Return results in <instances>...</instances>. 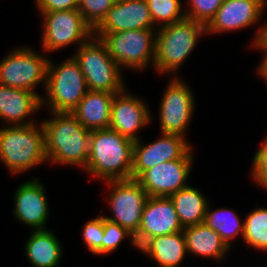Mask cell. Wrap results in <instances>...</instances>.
Here are the masks:
<instances>
[{
    "mask_svg": "<svg viewBox=\"0 0 267 267\" xmlns=\"http://www.w3.org/2000/svg\"><path fill=\"white\" fill-rule=\"evenodd\" d=\"M49 113L52 117L41 122L48 162L78 166L85 171L90 152V131L72 113Z\"/></svg>",
    "mask_w": 267,
    "mask_h": 267,
    "instance_id": "obj_1",
    "label": "cell"
},
{
    "mask_svg": "<svg viewBox=\"0 0 267 267\" xmlns=\"http://www.w3.org/2000/svg\"><path fill=\"white\" fill-rule=\"evenodd\" d=\"M134 141L110 128L90 131V152L85 167L95 180L131 179Z\"/></svg>",
    "mask_w": 267,
    "mask_h": 267,
    "instance_id": "obj_2",
    "label": "cell"
},
{
    "mask_svg": "<svg viewBox=\"0 0 267 267\" xmlns=\"http://www.w3.org/2000/svg\"><path fill=\"white\" fill-rule=\"evenodd\" d=\"M0 161L12 174H23L47 162L42 124L1 126Z\"/></svg>",
    "mask_w": 267,
    "mask_h": 267,
    "instance_id": "obj_3",
    "label": "cell"
},
{
    "mask_svg": "<svg viewBox=\"0 0 267 267\" xmlns=\"http://www.w3.org/2000/svg\"><path fill=\"white\" fill-rule=\"evenodd\" d=\"M206 33L205 25L186 18L157 28L153 68L160 75L173 73V77Z\"/></svg>",
    "mask_w": 267,
    "mask_h": 267,
    "instance_id": "obj_4",
    "label": "cell"
},
{
    "mask_svg": "<svg viewBox=\"0 0 267 267\" xmlns=\"http://www.w3.org/2000/svg\"><path fill=\"white\" fill-rule=\"evenodd\" d=\"M52 62L50 58L41 106H47V110L52 112L72 113L89 91L86 79L73 56L60 65Z\"/></svg>",
    "mask_w": 267,
    "mask_h": 267,
    "instance_id": "obj_5",
    "label": "cell"
},
{
    "mask_svg": "<svg viewBox=\"0 0 267 267\" xmlns=\"http://www.w3.org/2000/svg\"><path fill=\"white\" fill-rule=\"evenodd\" d=\"M75 52L72 56L82 70L88 90L118 93L126 88L122 76L124 71L109 55L100 38L93 35Z\"/></svg>",
    "mask_w": 267,
    "mask_h": 267,
    "instance_id": "obj_6",
    "label": "cell"
},
{
    "mask_svg": "<svg viewBox=\"0 0 267 267\" xmlns=\"http://www.w3.org/2000/svg\"><path fill=\"white\" fill-rule=\"evenodd\" d=\"M157 28L125 30L114 33H94L106 45L109 55L121 67L142 70L154 61Z\"/></svg>",
    "mask_w": 267,
    "mask_h": 267,
    "instance_id": "obj_7",
    "label": "cell"
},
{
    "mask_svg": "<svg viewBox=\"0 0 267 267\" xmlns=\"http://www.w3.org/2000/svg\"><path fill=\"white\" fill-rule=\"evenodd\" d=\"M34 51L23 46L4 56L0 60V85L31 91L42 98L35 88L43 82L45 90L49 59Z\"/></svg>",
    "mask_w": 267,
    "mask_h": 267,
    "instance_id": "obj_8",
    "label": "cell"
},
{
    "mask_svg": "<svg viewBox=\"0 0 267 267\" xmlns=\"http://www.w3.org/2000/svg\"><path fill=\"white\" fill-rule=\"evenodd\" d=\"M43 18L41 45L43 51L54 52L84 42L94 35L78 9L40 12Z\"/></svg>",
    "mask_w": 267,
    "mask_h": 267,
    "instance_id": "obj_9",
    "label": "cell"
},
{
    "mask_svg": "<svg viewBox=\"0 0 267 267\" xmlns=\"http://www.w3.org/2000/svg\"><path fill=\"white\" fill-rule=\"evenodd\" d=\"M109 188L108 204L113 217H104L127 229L134 236L141 224L144 205L148 194L136 179L106 181Z\"/></svg>",
    "mask_w": 267,
    "mask_h": 267,
    "instance_id": "obj_10",
    "label": "cell"
},
{
    "mask_svg": "<svg viewBox=\"0 0 267 267\" xmlns=\"http://www.w3.org/2000/svg\"><path fill=\"white\" fill-rule=\"evenodd\" d=\"M178 77H172L163 93L158 109L159 128L161 133L186 137L195 110V98L191 88Z\"/></svg>",
    "mask_w": 267,
    "mask_h": 267,
    "instance_id": "obj_11",
    "label": "cell"
},
{
    "mask_svg": "<svg viewBox=\"0 0 267 267\" xmlns=\"http://www.w3.org/2000/svg\"><path fill=\"white\" fill-rule=\"evenodd\" d=\"M193 148L181 159L160 163L144 171L136 180L149 197H169L188 186L193 166Z\"/></svg>",
    "mask_w": 267,
    "mask_h": 267,
    "instance_id": "obj_12",
    "label": "cell"
},
{
    "mask_svg": "<svg viewBox=\"0 0 267 267\" xmlns=\"http://www.w3.org/2000/svg\"><path fill=\"white\" fill-rule=\"evenodd\" d=\"M160 134V139L149 144H143L141 139L134 142L132 179L160 163L181 159L192 149L193 145L184 136Z\"/></svg>",
    "mask_w": 267,
    "mask_h": 267,
    "instance_id": "obj_13",
    "label": "cell"
},
{
    "mask_svg": "<svg viewBox=\"0 0 267 267\" xmlns=\"http://www.w3.org/2000/svg\"><path fill=\"white\" fill-rule=\"evenodd\" d=\"M126 89L113 97L109 128L135 142L141 139L140 129L150 124L153 117L143 99Z\"/></svg>",
    "mask_w": 267,
    "mask_h": 267,
    "instance_id": "obj_14",
    "label": "cell"
},
{
    "mask_svg": "<svg viewBox=\"0 0 267 267\" xmlns=\"http://www.w3.org/2000/svg\"><path fill=\"white\" fill-rule=\"evenodd\" d=\"M267 8V0H224L206 26L207 34H221L256 25Z\"/></svg>",
    "mask_w": 267,
    "mask_h": 267,
    "instance_id": "obj_15",
    "label": "cell"
},
{
    "mask_svg": "<svg viewBox=\"0 0 267 267\" xmlns=\"http://www.w3.org/2000/svg\"><path fill=\"white\" fill-rule=\"evenodd\" d=\"M183 231L173 202L169 197H148L138 233L134 236L137 249L148 239Z\"/></svg>",
    "mask_w": 267,
    "mask_h": 267,
    "instance_id": "obj_16",
    "label": "cell"
},
{
    "mask_svg": "<svg viewBox=\"0 0 267 267\" xmlns=\"http://www.w3.org/2000/svg\"><path fill=\"white\" fill-rule=\"evenodd\" d=\"M45 192L44 185L37 178L20 184L14 192L13 216L33 231L48 229L50 208Z\"/></svg>",
    "mask_w": 267,
    "mask_h": 267,
    "instance_id": "obj_17",
    "label": "cell"
},
{
    "mask_svg": "<svg viewBox=\"0 0 267 267\" xmlns=\"http://www.w3.org/2000/svg\"><path fill=\"white\" fill-rule=\"evenodd\" d=\"M156 28L146 0H117L94 33Z\"/></svg>",
    "mask_w": 267,
    "mask_h": 267,
    "instance_id": "obj_18",
    "label": "cell"
},
{
    "mask_svg": "<svg viewBox=\"0 0 267 267\" xmlns=\"http://www.w3.org/2000/svg\"><path fill=\"white\" fill-rule=\"evenodd\" d=\"M41 98L31 91L0 85V118L8 126L31 125L41 108Z\"/></svg>",
    "mask_w": 267,
    "mask_h": 267,
    "instance_id": "obj_19",
    "label": "cell"
},
{
    "mask_svg": "<svg viewBox=\"0 0 267 267\" xmlns=\"http://www.w3.org/2000/svg\"><path fill=\"white\" fill-rule=\"evenodd\" d=\"M114 95L115 93L89 90L72 114L89 131L107 129Z\"/></svg>",
    "mask_w": 267,
    "mask_h": 267,
    "instance_id": "obj_20",
    "label": "cell"
},
{
    "mask_svg": "<svg viewBox=\"0 0 267 267\" xmlns=\"http://www.w3.org/2000/svg\"><path fill=\"white\" fill-rule=\"evenodd\" d=\"M138 250L158 266L181 267L179 264L188 254L183 231L152 237Z\"/></svg>",
    "mask_w": 267,
    "mask_h": 267,
    "instance_id": "obj_21",
    "label": "cell"
},
{
    "mask_svg": "<svg viewBox=\"0 0 267 267\" xmlns=\"http://www.w3.org/2000/svg\"><path fill=\"white\" fill-rule=\"evenodd\" d=\"M187 253L214 259L220 262L230 252V248L220 235L205 222L183 229Z\"/></svg>",
    "mask_w": 267,
    "mask_h": 267,
    "instance_id": "obj_22",
    "label": "cell"
},
{
    "mask_svg": "<svg viewBox=\"0 0 267 267\" xmlns=\"http://www.w3.org/2000/svg\"><path fill=\"white\" fill-rule=\"evenodd\" d=\"M24 248L33 267H57L63 253L61 242L50 228L32 230Z\"/></svg>",
    "mask_w": 267,
    "mask_h": 267,
    "instance_id": "obj_23",
    "label": "cell"
},
{
    "mask_svg": "<svg viewBox=\"0 0 267 267\" xmlns=\"http://www.w3.org/2000/svg\"><path fill=\"white\" fill-rule=\"evenodd\" d=\"M169 198L174 204L183 229L204 222L210 202L199 189L188 185L171 194Z\"/></svg>",
    "mask_w": 267,
    "mask_h": 267,
    "instance_id": "obj_24",
    "label": "cell"
},
{
    "mask_svg": "<svg viewBox=\"0 0 267 267\" xmlns=\"http://www.w3.org/2000/svg\"><path fill=\"white\" fill-rule=\"evenodd\" d=\"M204 222L209 228L215 230L220 235V238L230 249L232 247V240L236 236L239 235L243 238L244 220L240 219L234 210L228 208H218L215 210L213 208L210 209L208 205Z\"/></svg>",
    "mask_w": 267,
    "mask_h": 267,
    "instance_id": "obj_25",
    "label": "cell"
},
{
    "mask_svg": "<svg viewBox=\"0 0 267 267\" xmlns=\"http://www.w3.org/2000/svg\"><path fill=\"white\" fill-rule=\"evenodd\" d=\"M243 239L250 248L267 252V208L258 207L245 217Z\"/></svg>",
    "mask_w": 267,
    "mask_h": 267,
    "instance_id": "obj_26",
    "label": "cell"
},
{
    "mask_svg": "<svg viewBox=\"0 0 267 267\" xmlns=\"http://www.w3.org/2000/svg\"><path fill=\"white\" fill-rule=\"evenodd\" d=\"M151 19L157 28L186 18L181 0H146Z\"/></svg>",
    "mask_w": 267,
    "mask_h": 267,
    "instance_id": "obj_27",
    "label": "cell"
},
{
    "mask_svg": "<svg viewBox=\"0 0 267 267\" xmlns=\"http://www.w3.org/2000/svg\"><path fill=\"white\" fill-rule=\"evenodd\" d=\"M128 238L133 247L137 248L134 235L117 223L104 217V235L101 242V255H108L118 249L122 241Z\"/></svg>",
    "mask_w": 267,
    "mask_h": 267,
    "instance_id": "obj_28",
    "label": "cell"
},
{
    "mask_svg": "<svg viewBox=\"0 0 267 267\" xmlns=\"http://www.w3.org/2000/svg\"><path fill=\"white\" fill-rule=\"evenodd\" d=\"M117 0H78V10L94 30Z\"/></svg>",
    "mask_w": 267,
    "mask_h": 267,
    "instance_id": "obj_29",
    "label": "cell"
},
{
    "mask_svg": "<svg viewBox=\"0 0 267 267\" xmlns=\"http://www.w3.org/2000/svg\"><path fill=\"white\" fill-rule=\"evenodd\" d=\"M189 1V2H188ZM186 1V19L200 22L207 26L215 17L224 0H188ZM188 2V3H187Z\"/></svg>",
    "mask_w": 267,
    "mask_h": 267,
    "instance_id": "obj_30",
    "label": "cell"
},
{
    "mask_svg": "<svg viewBox=\"0 0 267 267\" xmlns=\"http://www.w3.org/2000/svg\"><path fill=\"white\" fill-rule=\"evenodd\" d=\"M104 235V215H98L85 223L82 229V239L89 251L101 255V242Z\"/></svg>",
    "mask_w": 267,
    "mask_h": 267,
    "instance_id": "obj_31",
    "label": "cell"
},
{
    "mask_svg": "<svg viewBox=\"0 0 267 267\" xmlns=\"http://www.w3.org/2000/svg\"><path fill=\"white\" fill-rule=\"evenodd\" d=\"M252 180L260 187L267 189V137L260 144L252 161Z\"/></svg>",
    "mask_w": 267,
    "mask_h": 267,
    "instance_id": "obj_32",
    "label": "cell"
},
{
    "mask_svg": "<svg viewBox=\"0 0 267 267\" xmlns=\"http://www.w3.org/2000/svg\"><path fill=\"white\" fill-rule=\"evenodd\" d=\"M39 12L78 9V0H34Z\"/></svg>",
    "mask_w": 267,
    "mask_h": 267,
    "instance_id": "obj_33",
    "label": "cell"
},
{
    "mask_svg": "<svg viewBox=\"0 0 267 267\" xmlns=\"http://www.w3.org/2000/svg\"><path fill=\"white\" fill-rule=\"evenodd\" d=\"M255 36L252 39L251 46L259 51L267 52V24L257 25Z\"/></svg>",
    "mask_w": 267,
    "mask_h": 267,
    "instance_id": "obj_34",
    "label": "cell"
},
{
    "mask_svg": "<svg viewBox=\"0 0 267 267\" xmlns=\"http://www.w3.org/2000/svg\"><path fill=\"white\" fill-rule=\"evenodd\" d=\"M262 59L259 62L258 68L256 69L258 76L263 78L264 83L267 84V52H263Z\"/></svg>",
    "mask_w": 267,
    "mask_h": 267,
    "instance_id": "obj_35",
    "label": "cell"
}]
</instances>
